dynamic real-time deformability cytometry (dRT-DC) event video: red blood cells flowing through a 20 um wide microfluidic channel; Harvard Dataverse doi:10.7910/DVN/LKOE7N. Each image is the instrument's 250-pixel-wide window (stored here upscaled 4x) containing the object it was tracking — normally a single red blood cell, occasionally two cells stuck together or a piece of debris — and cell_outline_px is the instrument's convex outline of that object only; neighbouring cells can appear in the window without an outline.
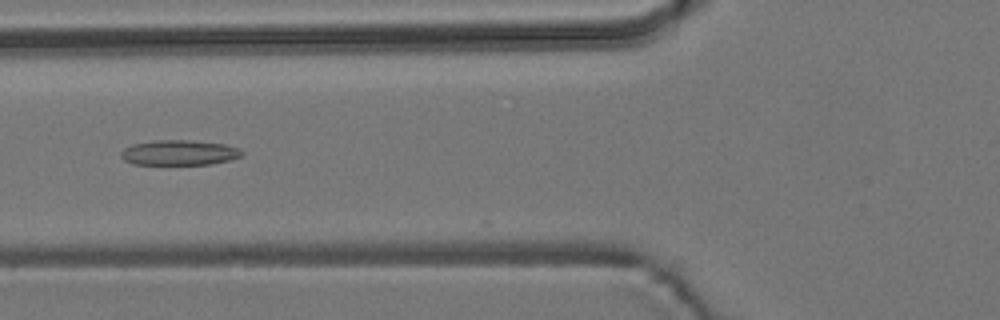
{"species": "common noctule bat (a hibernating species)", "species_latin": "Nyctalus noctula", "temperature_condition": "room temperature", "stored_images_in_passage": 8, "camera_frame_rate_fps": 3000, "um_per_image_px": 0.085, "animal": {"sex": "male", "body_mass_g": 19.2, "forearm_length_mm": 51.8}, "frame": {"image": 1, "passage_image": 6, "time_ms": 6.667, "image_size_px": [1000, 320], "cell_outline_px": [[244, 156], [212, 164], [132, 164], [124, 160], [120, 156], [120, 152], [124, 148], [132, 144], [156, 140], [188, 140], [224, 144], [240, 148], [244, 152]], "centroid_in_image_um": [15.24, 12.97], "position_along_channel_um": 110.6, "area_um2": 17.8}}
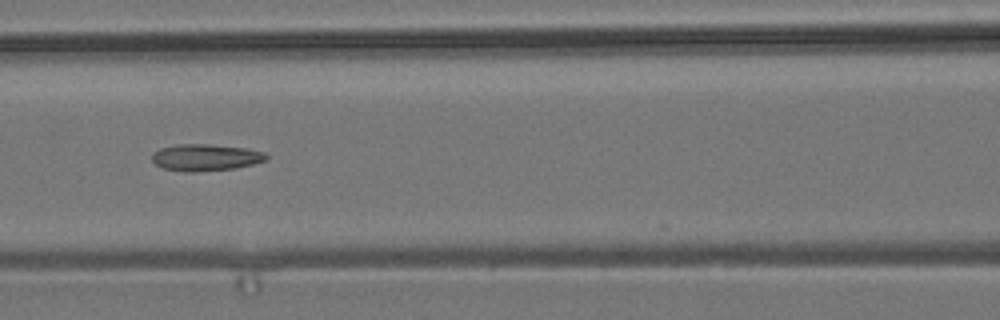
{"frame": {"image": 2, "passage_image": 7, "time_ms": 7.667, "image_size_px": [1000, 320], "cell_outline_px": [[268, 160], [236, 168], [196, 172], [184, 172], [164, 168], [156, 164], [152, 160], [152, 152], [160, 148], [180, 144], [208, 144], [248, 148], [264, 152], [268, 156]], "centroid_in_image_um": [17.49, 13.38], "position_along_channel_um": 149.1, "area_um2": 17.92}}